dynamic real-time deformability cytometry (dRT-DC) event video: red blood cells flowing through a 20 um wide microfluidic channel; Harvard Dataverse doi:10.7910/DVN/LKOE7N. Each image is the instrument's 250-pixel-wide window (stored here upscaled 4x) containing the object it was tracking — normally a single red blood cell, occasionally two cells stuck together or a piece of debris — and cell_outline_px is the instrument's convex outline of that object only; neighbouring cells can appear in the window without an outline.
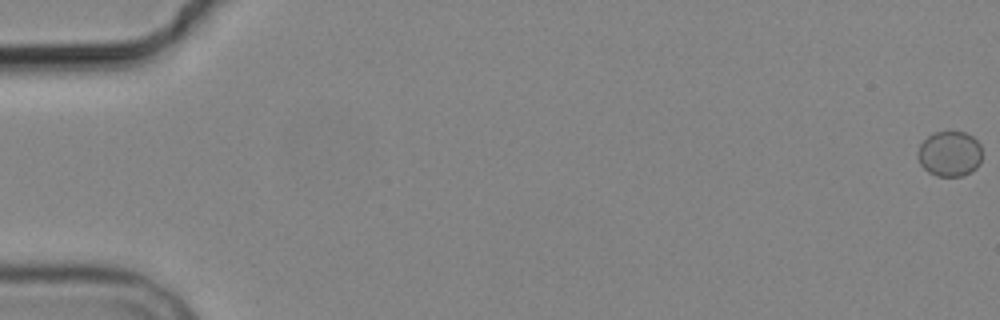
{"species": "common noctule bat (a hibernating species)", "species_latin": "Nyctalus noctula", "temperature_condition": "cold", "stored_images_in_passage": 6, "camera_frame_rate_fps": 3000, "um_per_image_px": 0.085, "animal": {"sex": "male", "body_mass_g": 19.2, "forearm_length_mm": 51.8}, "frame": {"image": 1, "passage_image": 1, "time_ms": 0.0, "image_size_px": [1000, 320], "cell_outline_px": [[980, 164], [976, 168], [964, 176], [936, 176], [928, 172], [920, 164], [916, 152], [920, 144], [928, 136], [936, 132], [964, 132], [972, 136], [980, 144]], "centroid_in_image_um": [80.7, 13.08], "position_along_channel_um": 4.3, "area_um2": 16.99}}